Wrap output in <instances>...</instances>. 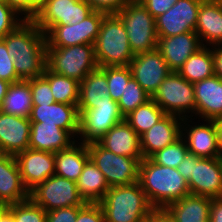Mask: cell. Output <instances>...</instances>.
I'll list each match as a JSON object with an SVG mask.
<instances>
[{
  "instance_id": "6da1fadb",
  "label": "cell",
  "mask_w": 222,
  "mask_h": 222,
  "mask_svg": "<svg viewBox=\"0 0 222 222\" xmlns=\"http://www.w3.org/2000/svg\"><path fill=\"white\" fill-rule=\"evenodd\" d=\"M20 80L42 76L46 68V34L33 20H24L2 38Z\"/></svg>"
},
{
  "instance_id": "7a4b0ae2",
  "label": "cell",
  "mask_w": 222,
  "mask_h": 222,
  "mask_svg": "<svg viewBox=\"0 0 222 222\" xmlns=\"http://www.w3.org/2000/svg\"><path fill=\"white\" fill-rule=\"evenodd\" d=\"M138 183L155 209H164L190 194L188 182L176 168L158 165L150 158L140 162Z\"/></svg>"
},
{
  "instance_id": "3957f363",
  "label": "cell",
  "mask_w": 222,
  "mask_h": 222,
  "mask_svg": "<svg viewBox=\"0 0 222 222\" xmlns=\"http://www.w3.org/2000/svg\"><path fill=\"white\" fill-rule=\"evenodd\" d=\"M99 204L105 222H144L155 209L138 181L109 187Z\"/></svg>"
},
{
  "instance_id": "277c9868",
  "label": "cell",
  "mask_w": 222,
  "mask_h": 222,
  "mask_svg": "<svg viewBox=\"0 0 222 222\" xmlns=\"http://www.w3.org/2000/svg\"><path fill=\"white\" fill-rule=\"evenodd\" d=\"M94 51L98 67L130 65L135 55L125 26L116 14H107L103 18Z\"/></svg>"
},
{
  "instance_id": "5b68a950",
  "label": "cell",
  "mask_w": 222,
  "mask_h": 222,
  "mask_svg": "<svg viewBox=\"0 0 222 222\" xmlns=\"http://www.w3.org/2000/svg\"><path fill=\"white\" fill-rule=\"evenodd\" d=\"M116 15L125 26L134 55L157 49L155 18L139 0H130Z\"/></svg>"
},
{
  "instance_id": "8992f818",
  "label": "cell",
  "mask_w": 222,
  "mask_h": 222,
  "mask_svg": "<svg viewBox=\"0 0 222 222\" xmlns=\"http://www.w3.org/2000/svg\"><path fill=\"white\" fill-rule=\"evenodd\" d=\"M46 67L56 74L81 83L91 71L98 67L94 45L47 47Z\"/></svg>"
},
{
  "instance_id": "52a82bcc",
  "label": "cell",
  "mask_w": 222,
  "mask_h": 222,
  "mask_svg": "<svg viewBox=\"0 0 222 222\" xmlns=\"http://www.w3.org/2000/svg\"><path fill=\"white\" fill-rule=\"evenodd\" d=\"M151 98L168 115L183 119L195 114L194 85L178 72L171 71Z\"/></svg>"
},
{
  "instance_id": "ba28073f",
  "label": "cell",
  "mask_w": 222,
  "mask_h": 222,
  "mask_svg": "<svg viewBox=\"0 0 222 222\" xmlns=\"http://www.w3.org/2000/svg\"><path fill=\"white\" fill-rule=\"evenodd\" d=\"M90 159L106 178L109 187L130 185L138 181L139 165L143 158L116 155L97 142L87 144Z\"/></svg>"
},
{
  "instance_id": "9c48e42d",
  "label": "cell",
  "mask_w": 222,
  "mask_h": 222,
  "mask_svg": "<svg viewBox=\"0 0 222 222\" xmlns=\"http://www.w3.org/2000/svg\"><path fill=\"white\" fill-rule=\"evenodd\" d=\"M29 198L46 212L71 206H84L77 183L52 175L29 192Z\"/></svg>"
},
{
  "instance_id": "30bf717a",
  "label": "cell",
  "mask_w": 222,
  "mask_h": 222,
  "mask_svg": "<svg viewBox=\"0 0 222 222\" xmlns=\"http://www.w3.org/2000/svg\"><path fill=\"white\" fill-rule=\"evenodd\" d=\"M107 13L93 10L76 24L55 25L46 33L47 47H70L79 44L94 45L103 18Z\"/></svg>"
},
{
  "instance_id": "8fae6325",
  "label": "cell",
  "mask_w": 222,
  "mask_h": 222,
  "mask_svg": "<svg viewBox=\"0 0 222 222\" xmlns=\"http://www.w3.org/2000/svg\"><path fill=\"white\" fill-rule=\"evenodd\" d=\"M92 11L85 0H43L32 20L46 34L55 25L81 22Z\"/></svg>"
},
{
  "instance_id": "7c38bea8",
  "label": "cell",
  "mask_w": 222,
  "mask_h": 222,
  "mask_svg": "<svg viewBox=\"0 0 222 222\" xmlns=\"http://www.w3.org/2000/svg\"><path fill=\"white\" fill-rule=\"evenodd\" d=\"M124 117L119 111L118 103L110 96L101 98L96 108L87 109L80 115L78 140L88 144L96 142Z\"/></svg>"
},
{
  "instance_id": "4fadbf2b",
  "label": "cell",
  "mask_w": 222,
  "mask_h": 222,
  "mask_svg": "<svg viewBox=\"0 0 222 222\" xmlns=\"http://www.w3.org/2000/svg\"><path fill=\"white\" fill-rule=\"evenodd\" d=\"M203 0H177L165 13L155 18L158 37H171L195 32Z\"/></svg>"
},
{
  "instance_id": "5bb4252c",
  "label": "cell",
  "mask_w": 222,
  "mask_h": 222,
  "mask_svg": "<svg viewBox=\"0 0 222 222\" xmlns=\"http://www.w3.org/2000/svg\"><path fill=\"white\" fill-rule=\"evenodd\" d=\"M190 194L220 198L222 193V158H201L192 154Z\"/></svg>"
},
{
  "instance_id": "9a60e30c",
  "label": "cell",
  "mask_w": 222,
  "mask_h": 222,
  "mask_svg": "<svg viewBox=\"0 0 222 222\" xmlns=\"http://www.w3.org/2000/svg\"><path fill=\"white\" fill-rule=\"evenodd\" d=\"M129 67L132 77L151 97L171 72L157 49L135 55Z\"/></svg>"
},
{
  "instance_id": "2e32d148",
  "label": "cell",
  "mask_w": 222,
  "mask_h": 222,
  "mask_svg": "<svg viewBox=\"0 0 222 222\" xmlns=\"http://www.w3.org/2000/svg\"><path fill=\"white\" fill-rule=\"evenodd\" d=\"M22 182L30 192L47 178L55 175V154L46 151L26 149L15 156Z\"/></svg>"
},
{
  "instance_id": "e0dca14e",
  "label": "cell",
  "mask_w": 222,
  "mask_h": 222,
  "mask_svg": "<svg viewBox=\"0 0 222 222\" xmlns=\"http://www.w3.org/2000/svg\"><path fill=\"white\" fill-rule=\"evenodd\" d=\"M30 122L57 125L68 131L74 138H78L80 131V114L77 105L67 103H53L33 105L29 117Z\"/></svg>"
},
{
  "instance_id": "ac0fdd59",
  "label": "cell",
  "mask_w": 222,
  "mask_h": 222,
  "mask_svg": "<svg viewBox=\"0 0 222 222\" xmlns=\"http://www.w3.org/2000/svg\"><path fill=\"white\" fill-rule=\"evenodd\" d=\"M187 120L189 121L190 119L183 118L181 137L185 141L189 153L201 158H218L219 152L217 148L215 121L203 120L206 122L205 124L191 126Z\"/></svg>"
},
{
  "instance_id": "d6986e66",
  "label": "cell",
  "mask_w": 222,
  "mask_h": 222,
  "mask_svg": "<svg viewBox=\"0 0 222 222\" xmlns=\"http://www.w3.org/2000/svg\"><path fill=\"white\" fill-rule=\"evenodd\" d=\"M183 119L166 114L158 123L140 136L141 154L150 158L154 153L169 146L181 137Z\"/></svg>"
},
{
  "instance_id": "ffe728a7",
  "label": "cell",
  "mask_w": 222,
  "mask_h": 222,
  "mask_svg": "<svg viewBox=\"0 0 222 222\" xmlns=\"http://www.w3.org/2000/svg\"><path fill=\"white\" fill-rule=\"evenodd\" d=\"M202 47L195 32H187L171 37H158L157 50L171 71L177 72L186 60Z\"/></svg>"
},
{
  "instance_id": "44dd1931",
  "label": "cell",
  "mask_w": 222,
  "mask_h": 222,
  "mask_svg": "<svg viewBox=\"0 0 222 222\" xmlns=\"http://www.w3.org/2000/svg\"><path fill=\"white\" fill-rule=\"evenodd\" d=\"M30 131L29 118L0 111V148L4 154L16 156L28 149Z\"/></svg>"
},
{
  "instance_id": "7402d4cb",
  "label": "cell",
  "mask_w": 222,
  "mask_h": 222,
  "mask_svg": "<svg viewBox=\"0 0 222 222\" xmlns=\"http://www.w3.org/2000/svg\"><path fill=\"white\" fill-rule=\"evenodd\" d=\"M193 85L195 115L202 120L222 119V79L214 75Z\"/></svg>"
},
{
  "instance_id": "603a6c76",
  "label": "cell",
  "mask_w": 222,
  "mask_h": 222,
  "mask_svg": "<svg viewBox=\"0 0 222 222\" xmlns=\"http://www.w3.org/2000/svg\"><path fill=\"white\" fill-rule=\"evenodd\" d=\"M96 142L116 155L143 158L140 136L125 119L114 125Z\"/></svg>"
},
{
  "instance_id": "cb8c5ba5",
  "label": "cell",
  "mask_w": 222,
  "mask_h": 222,
  "mask_svg": "<svg viewBox=\"0 0 222 222\" xmlns=\"http://www.w3.org/2000/svg\"><path fill=\"white\" fill-rule=\"evenodd\" d=\"M29 199L15 156L4 154L0 158V204L9 205Z\"/></svg>"
},
{
  "instance_id": "d4e9b609",
  "label": "cell",
  "mask_w": 222,
  "mask_h": 222,
  "mask_svg": "<svg viewBox=\"0 0 222 222\" xmlns=\"http://www.w3.org/2000/svg\"><path fill=\"white\" fill-rule=\"evenodd\" d=\"M77 142L66 130L57 125L31 122L29 148L33 150L56 153L69 148Z\"/></svg>"
},
{
  "instance_id": "484cf974",
  "label": "cell",
  "mask_w": 222,
  "mask_h": 222,
  "mask_svg": "<svg viewBox=\"0 0 222 222\" xmlns=\"http://www.w3.org/2000/svg\"><path fill=\"white\" fill-rule=\"evenodd\" d=\"M195 33L202 46L222 45V6L216 0L201 2Z\"/></svg>"
},
{
  "instance_id": "4316f807",
  "label": "cell",
  "mask_w": 222,
  "mask_h": 222,
  "mask_svg": "<svg viewBox=\"0 0 222 222\" xmlns=\"http://www.w3.org/2000/svg\"><path fill=\"white\" fill-rule=\"evenodd\" d=\"M211 199L188 194L168 204L164 210L174 222H209Z\"/></svg>"
},
{
  "instance_id": "83f0119b",
  "label": "cell",
  "mask_w": 222,
  "mask_h": 222,
  "mask_svg": "<svg viewBox=\"0 0 222 222\" xmlns=\"http://www.w3.org/2000/svg\"><path fill=\"white\" fill-rule=\"evenodd\" d=\"M89 159L87 144L77 141L55 153V175L77 182Z\"/></svg>"
},
{
  "instance_id": "f1b7e54d",
  "label": "cell",
  "mask_w": 222,
  "mask_h": 222,
  "mask_svg": "<svg viewBox=\"0 0 222 222\" xmlns=\"http://www.w3.org/2000/svg\"><path fill=\"white\" fill-rule=\"evenodd\" d=\"M108 81L105 67H97L80 83L78 111L81 115L87 109L96 108L101 98L109 96Z\"/></svg>"
},
{
  "instance_id": "f546056e",
  "label": "cell",
  "mask_w": 222,
  "mask_h": 222,
  "mask_svg": "<svg viewBox=\"0 0 222 222\" xmlns=\"http://www.w3.org/2000/svg\"><path fill=\"white\" fill-rule=\"evenodd\" d=\"M76 183L79 194L86 203H99L109 189L105 176L91 159L84 165Z\"/></svg>"
},
{
  "instance_id": "4dcf8cb0",
  "label": "cell",
  "mask_w": 222,
  "mask_h": 222,
  "mask_svg": "<svg viewBox=\"0 0 222 222\" xmlns=\"http://www.w3.org/2000/svg\"><path fill=\"white\" fill-rule=\"evenodd\" d=\"M32 105L30 80L11 83L0 106L2 113L29 118Z\"/></svg>"
},
{
  "instance_id": "1f68e13d",
  "label": "cell",
  "mask_w": 222,
  "mask_h": 222,
  "mask_svg": "<svg viewBox=\"0 0 222 222\" xmlns=\"http://www.w3.org/2000/svg\"><path fill=\"white\" fill-rule=\"evenodd\" d=\"M207 47L202 46L198 49L177 71L192 84L215 75L213 47Z\"/></svg>"
},
{
  "instance_id": "d6a6232c",
  "label": "cell",
  "mask_w": 222,
  "mask_h": 222,
  "mask_svg": "<svg viewBox=\"0 0 222 222\" xmlns=\"http://www.w3.org/2000/svg\"><path fill=\"white\" fill-rule=\"evenodd\" d=\"M43 76L49 82L55 102L78 105L80 91V83L78 81L56 74L47 67Z\"/></svg>"
},
{
  "instance_id": "836d02e7",
  "label": "cell",
  "mask_w": 222,
  "mask_h": 222,
  "mask_svg": "<svg viewBox=\"0 0 222 222\" xmlns=\"http://www.w3.org/2000/svg\"><path fill=\"white\" fill-rule=\"evenodd\" d=\"M166 113L160 106L151 98L146 103L137 107L134 111L128 114L124 119L141 136L149 130L154 124L158 123Z\"/></svg>"
},
{
  "instance_id": "e575fe53",
  "label": "cell",
  "mask_w": 222,
  "mask_h": 222,
  "mask_svg": "<svg viewBox=\"0 0 222 222\" xmlns=\"http://www.w3.org/2000/svg\"><path fill=\"white\" fill-rule=\"evenodd\" d=\"M151 99V96L141 87V85L131 77L125 86V90L118 103L119 111L125 118L140 105Z\"/></svg>"
},
{
  "instance_id": "d590c367",
  "label": "cell",
  "mask_w": 222,
  "mask_h": 222,
  "mask_svg": "<svg viewBox=\"0 0 222 222\" xmlns=\"http://www.w3.org/2000/svg\"><path fill=\"white\" fill-rule=\"evenodd\" d=\"M188 152L185 141L180 137L169 146L154 153L150 159L158 165L177 168Z\"/></svg>"
},
{
  "instance_id": "8d00e7d4",
  "label": "cell",
  "mask_w": 222,
  "mask_h": 222,
  "mask_svg": "<svg viewBox=\"0 0 222 222\" xmlns=\"http://www.w3.org/2000/svg\"><path fill=\"white\" fill-rule=\"evenodd\" d=\"M105 74L108 81V94L113 101L118 102L127 82L132 77L131 69L129 66H107Z\"/></svg>"
},
{
  "instance_id": "74e56055",
  "label": "cell",
  "mask_w": 222,
  "mask_h": 222,
  "mask_svg": "<svg viewBox=\"0 0 222 222\" xmlns=\"http://www.w3.org/2000/svg\"><path fill=\"white\" fill-rule=\"evenodd\" d=\"M8 208L15 222H46V211L30 198L23 202L9 204Z\"/></svg>"
},
{
  "instance_id": "f35d334b",
  "label": "cell",
  "mask_w": 222,
  "mask_h": 222,
  "mask_svg": "<svg viewBox=\"0 0 222 222\" xmlns=\"http://www.w3.org/2000/svg\"><path fill=\"white\" fill-rule=\"evenodd\" d=\"M6 0H0V39L12 32L25 19Z\"/></svg>"
},
{
  "instance_id": "ab89813d",
  "label": "cell",
  "mask_w": 222,
  "mask_h": 222,
  "mask_svg": "<svg viewBox=\"0 0 222 222\" xmlns=\"http://www.w3.org/2000/svg\"><path fill=\"white\" fill-rule=\"evenodd\" d=\"M32 92V105H45L55 103L48 80L42 75L30 79Z\"/></svg>"
},
{
  "instance_id": "60d3db41",
  "label": "cell",
  "mask_w": 222,
  "mask_h": 222,
  "mask_svg": "<svg viewBox=\"0 0 222 222\" xmlns=\"http://www.w3.org/2000/svg\"><path fill=\"white\" fill-rule=\"evenodd\" d=\"M13 58L8 54L5 42L0 39V79L9 83L21 81L15 71Z\"/></svg>"
},
{
  "instance_id": "b9f144b4",
  "label": "cell",
  "mask_w": 222,
  "mask_h": 222,
  "mask_svg": "<svg viewBox=\"0 0 222 222\" xmlns=\"http://www.w3.org/2000/svg\"><path fill=\"white\" fill-rule=\"evenodd\" d=\"M25 20H32L43 3V0H6Z\"/></svg>"
},
{
  "instance_id": "7bdbcfd3",
  "label": "cell",
  "mask_w": 222,
  "mask_h": 222,
  "mask_svg": "<svg viewBox=\"0 0 222 222\" xmlns=\"http://www.w3.org/2000/svg\"><path fill=\"white\" fill-rule=\"evenodd\" d=\"M83 206L58 208L46 212V222H76L78 211Z\"/></svg>"
},
{
  "instance_id": "ee69618b",
  "label": "cell",
  "mask_w": 222,
  "mask_h": 222,
  "mask_svg": "<svg viewBox=\"0 0 222 222\" xmlns=\"http://www.w3.org/2000/svg\"><path fill=\"white\" fill-rule=\"evenodd\" d=\"M76 222H105L99 203H86L79 211Z\"/></svg>"
},
{
  "instance_id": "f6af8a7d",
  "label": "cell",
  "mask_w": 222,
  "mask_h": 222,
  "mask_svg": "<svg viewBox=\"0 0 222 222\" xmlns=\"http://www.w3.org/2000/svg\"><path fill=\"white\" fill-rule=\"evenodd\" d=\"M93 10L102 11L107 14H116L130 0H85Z\"/></svg>"
},
{
  "instance_id": "bcb514c9",
  "label": "cell",
  "mask_w": 222,
  "mask_h": 222,
  "mask_svg": "<svg viewBox=\"0 0 222 222\" xmlns=\"http://www.w3.org/2000/svg\"><path fill=\"white\" fill-rule=\"evenodd\" d=\"M147 11L154 17L162 15L169 10L177 0H139Z\"/></svg>"
},
{
  "instance_id": "7dc6e473",
  "label": "cell",
  "mask_w": 222,
  "mask_h": 222,
  "mask_svg": "<svg viewBox=\"0 0 222 222\" xmlns=\"http://www.w3.org/2000/svg\"><path fill=\"white\" fill-rule=\"evenodd\" d=\"M209 222H222V199H211Z\"/></svg>"
},
{
  "instance_id": "c3c4849f",
  "label": "cell",
  "mask_w": 222,
  "mask_h": 222,
  "mask_svg": "<svg viewBox=\"0 0 222 222\" xmlns=\"http://www.w3.org/2000/svg\"><path fill=\"white\" fill-rule=\"evenodd\" d=\"M178 172L186 179L188 182L191 177V169H192V153H187L184 157V160L180 163L176 168Z\"/></svg>"
},
{
  "instance_id": "681fc988",
  "label": "cell",
  "mask_w": 222,
  "mask_h": 222,
  "mask_svg": "<svg viewBox=\"0 0 222 222\" xmlns=\"http://www.w3.org/2000/svg\"><path fill=\"white\" fill-rule=\"evenodd\" d=\"M144 222H174L164 209H154Z\"/></svg>"
},
{
  "instance_id": "f907efd6",
  "label": "cell",
  "mask_w": 222,
  "mask_h": 222,
  "mask_svg": "<svg viewBox=\"0 0 222 222\" xmlns=\"http://www.w3.org/2000/svg\"><path fill=\"white\" fill-rule=\"evenodd\" d=\"M215 75L222 79V45L213 46Z\"/></svg>"
},
{
  "instance_id": "816d5d0a",
  "label": "cell",
  "mask_w": 222,
  "mask_h": 222,
  "mask_svg": "<svg viewBox=\"0 0 222 222\" xmlns=\"http://www.w3.org/2000/svg\"><path fill=\"white\" fill-rule=\"evenodd\" d=\"M0 222H15L8 205H0Z\"/></svg>"
},
{
  "instance_id": "f5cc1de1",
  "label": "cell",
  "mask_w": 222,
  "mask_h": 222,
  "mask_svg": "<svg viewBox=\"0 0 222 222\" xmlns=\"http://www.w3.org/2000/svg\"><path fill=\"white\" fill-rule=\"evenodd\" d=\"M217 129V148L219 157L222 158V119L215 120Z\"/></svg>"
},
{
  "instance_id": "db71d44e",
  "label": "cell",
  "mask_w": 222,
  "mask_h": 222,
  "mask_svg": "<svg viewBox=\"0 0 222 222\" xmlns=\"http://www.w3.org/2000/svg\"><path fill=\"white\" fill-rule=\"evenodd\" d=\"M10 84L11 83H9L8 81L0 79V106L2 104V101H3L4 97L7 94V91H8V88H9Z\"/></svg>"
},
{
  "instance_id": "11a10c76",
  "label": "cell",
  "mask_w": 222,
  "mask_h": 222,
  "mask_svg": "<svg viewBox=\"0 0 222 222\" xmlns=\"http://www.w3.org/2000/svg\"><path fill=\"white\" fill-rule=\"evenodd\" d=\"M4 155V153L2 152L1 148H0V158Z\"/></svg>"
},
{
  "instance_id": "9f6ffc18",
  "label": "cell",
  "mask_w": 222,
  "mask_h": 222,
  "mask_svg": "<svg viewBox=\"0 0 222 222\" xmlns=\"http://www.w3.org/2000/svg\"><path fill=\"white\" fill-rule=\"evenodd\" d=\"M222 6V0H216Z\"/></svg>"
}]
</instances>
